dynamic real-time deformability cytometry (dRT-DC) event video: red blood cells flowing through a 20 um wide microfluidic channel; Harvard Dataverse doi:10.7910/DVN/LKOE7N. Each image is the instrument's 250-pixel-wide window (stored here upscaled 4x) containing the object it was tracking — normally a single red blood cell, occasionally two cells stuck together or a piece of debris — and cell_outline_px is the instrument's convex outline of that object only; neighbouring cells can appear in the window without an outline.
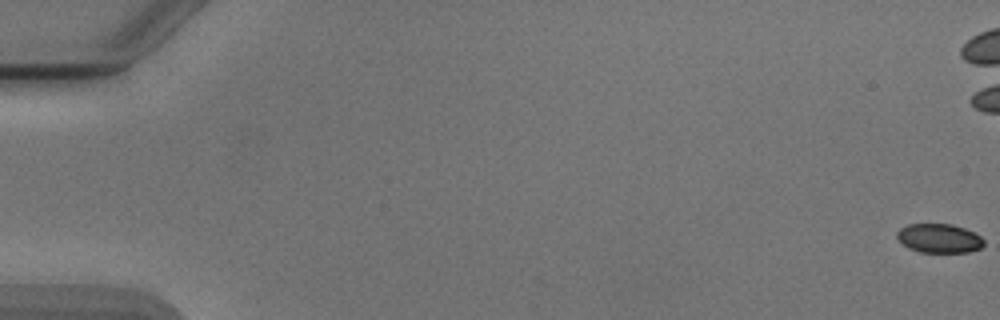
{"species": "Egyptian fruit bat (a non-hibernating species)", "species_latin": "Rousettus aegyptiacus", "temperature_condition": "cold", "stored_images_in_passage": 56, "camera_frame_rate_fps": 3000, "um_per_image_px": 0.085, "animal": {"sex": "male"}, "frame": {"image": 1, "passage_image": 1, "time_ms": 0.0, "image_size_px": [1000, 320], "cell_outline_px": [[984, 244], [980, 248], [968, 252], [920, 252], [908, 248], [896, 236], [896, 232], [900, 228], [908, 224], [952, 224], [964, 228], [980, 236], [984, 240]], "centroid_in_image_um": [79.82, 20.25], "position_along_channel_um": 5.2, "area_um2": 14.62}}
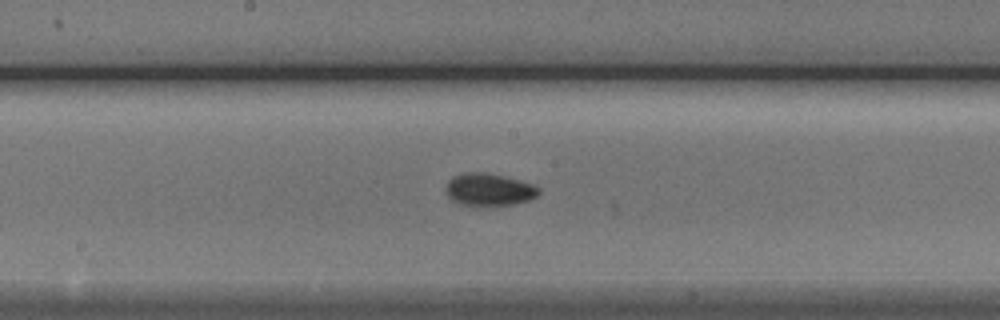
{"frame": {"image": 2, "passage_image": 30, "time_ms": 9.667, "image_size_px": [1000, 320], "cell_outline_px": [[540, 192], [536, 196], [528, 200], [512, 204], [476, 208], [472, 208], [460, 204], [452, 200], [444, 192], [444, 188], [448, 180], [452, 176], [464, 172], [484, 172], [504, 176], [536, 184], [540, 188]], "centroid_in_image_um": [41.52, 16.14], "position_along_channel_um": 206.7, "area_um2": 18.32}}
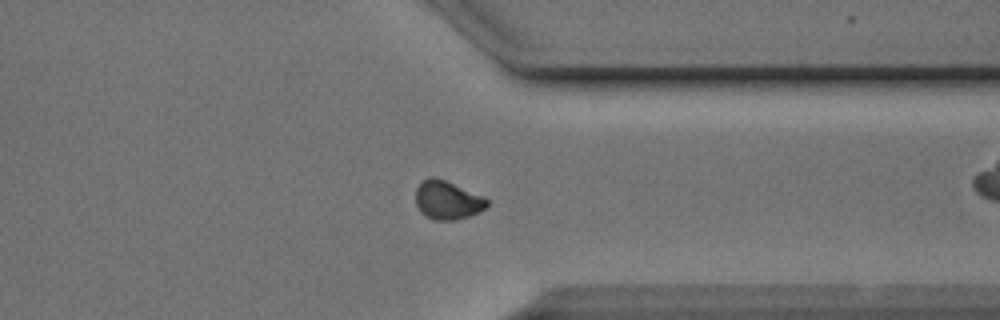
{"frame": {"image": 3, "passage_image": 43, "time_ms": 14.0, "image_size_px": [1000, 320], "cell_outline_px": [[488, 204], [480, 212], [456, 220], [432, 220], [420, 212], [416, 204], [416, 188], [424, 180], [432, 176], [444, 180], [484, 196], [488, 200]], "centroid_in_image_um": [38.03, 17.03], "position_along_channel_um": 373.4, "area_um2": 15.95}, "authors_computed_cell_mechanics": {"area_um2": 16.184, "velocity_mm_per_s": 3.8831, "shape_relaxation_time_tau1_ms": 9.5133, "shape_relaxation_time_tau2_ms": 3.1101, "deformation_change_tau1": 0.1285, "deformation_change_tau2": 0.0545}}